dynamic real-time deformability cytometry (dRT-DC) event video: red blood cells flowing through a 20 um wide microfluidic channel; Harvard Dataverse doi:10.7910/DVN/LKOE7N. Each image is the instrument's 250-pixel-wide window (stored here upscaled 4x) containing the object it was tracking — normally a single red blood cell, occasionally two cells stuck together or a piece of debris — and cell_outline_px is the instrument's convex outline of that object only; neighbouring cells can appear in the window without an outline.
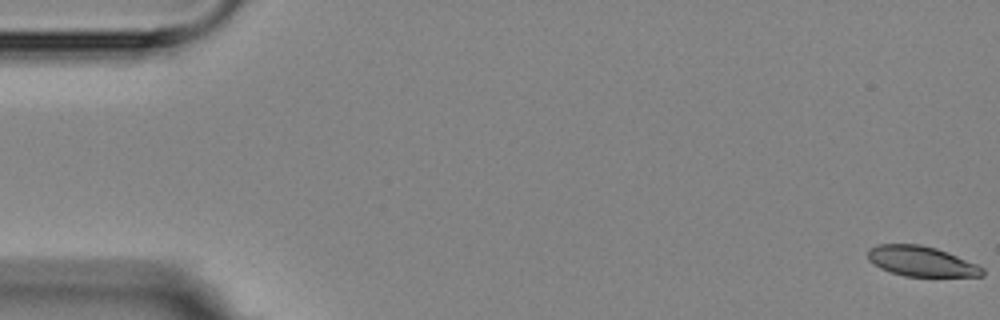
{"species": "Egyptian fruit bat (a non-hibernating species)", "species_latin": "Rousettus aegyptiacus", "temperature_condition": "room temperature", "stored_images_in_passage": 4, "camera_frame_rate_fps": 3000, "um_per_image_px": 0.085, "animal": {"sex": "female"}, "frame": {"image": 1, "passage_image": 1, "time_ms": 0.0, "image_size_px": [1000, 320], "cell_outline_px": [[984, 276], [904, 276], [880, 268], [868, 260], [868, 248], [876, 244], [920, 244], [936, 248], [948, 252], [976, 264], [984, 268]], "centroid_in_image_um": [78.29, 22.2], "position_along_channel_um": 6.7, "area_um2": 20.11}}